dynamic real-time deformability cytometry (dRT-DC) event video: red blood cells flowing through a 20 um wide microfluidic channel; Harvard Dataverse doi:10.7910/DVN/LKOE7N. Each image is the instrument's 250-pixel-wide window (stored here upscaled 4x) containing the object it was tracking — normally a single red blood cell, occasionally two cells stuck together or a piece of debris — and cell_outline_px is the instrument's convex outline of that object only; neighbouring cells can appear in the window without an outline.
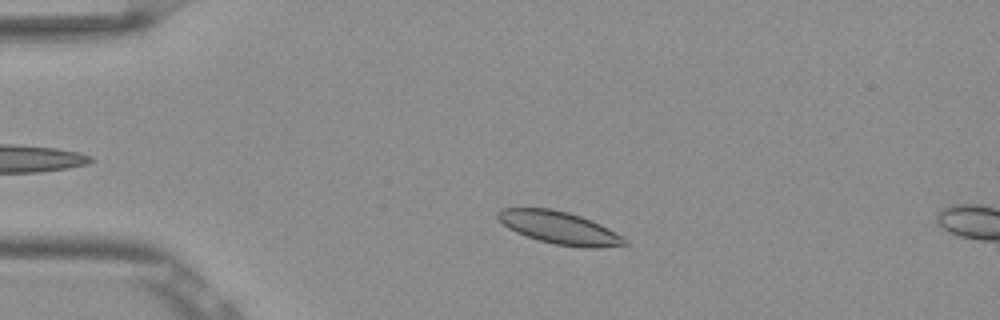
{"species": "Egyptian fruit bat (a non-hibernating species)", "species_latin": "Rousettus aegyptiacus", "temperature_condition": "room temperature", "stored_images_in_passage": 11, "camera_frame_rate_fps": 3000, "um_per_image_px": 0.085, "frame": {"image": 1, "passage_image": 8, "time_ms": 2.333, "image_size_px": [1000, 320], "cell_outline_px": [[628, 244], [596, 248], [588, 248], [556, 244], [540, 240], [516, 232], [508, 228], [496, 216], [496, 212], [500, 208], [552, 208], [568, 212], [592, 220], [608, 228], [628, 240]], "centroid_in_image_um": [47.54, 19.34], "position_along_channel_um": 37.5, "area_um2": 23.87}}